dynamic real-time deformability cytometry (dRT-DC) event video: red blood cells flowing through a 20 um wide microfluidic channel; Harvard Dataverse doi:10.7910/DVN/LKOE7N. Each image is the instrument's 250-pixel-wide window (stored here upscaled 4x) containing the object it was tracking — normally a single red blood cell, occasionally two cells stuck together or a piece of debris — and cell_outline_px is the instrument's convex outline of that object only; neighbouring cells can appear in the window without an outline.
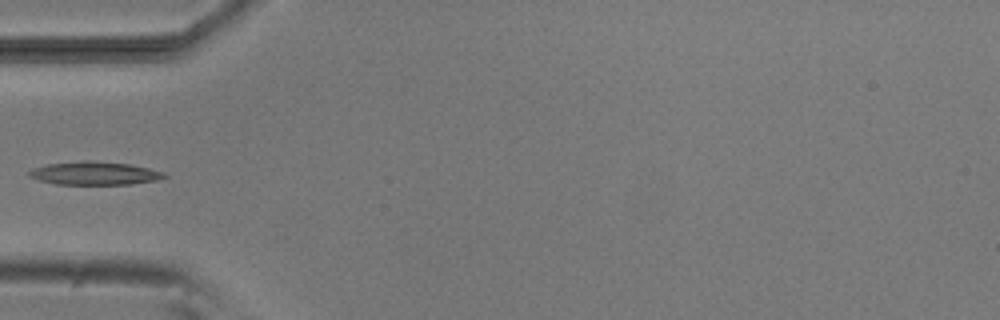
{"species": "common noctule bat (a hibernating species)", "species_latin": "Nyctalus noctula", "temperature_condition": "room temperature", "stored_images_in_passage": 4, "camera_frame_rate_fps": 3000, "um_per_image_px": 0.085, "animal": {"sex": "male", "body_mass_g": 20.5, "forearm_length_mm": 52.5}, "frame": {"image": 1, "passage_image": 4, "time_ms": 3.667, "image_size_px": [1000, 320], "cell_outline_px": [[168, 176], [156, 180], [132, 184], [56, 184], [40, 180], [28, 176], [28, 172], [32, 168], [48, 164], [84, 160], [88, 160], [132, 164], [164, 172]], "centroid_in_image_um": [8.04, 14.72], "position_along_channel_um": 77.0, "area_um2": 18.26}}